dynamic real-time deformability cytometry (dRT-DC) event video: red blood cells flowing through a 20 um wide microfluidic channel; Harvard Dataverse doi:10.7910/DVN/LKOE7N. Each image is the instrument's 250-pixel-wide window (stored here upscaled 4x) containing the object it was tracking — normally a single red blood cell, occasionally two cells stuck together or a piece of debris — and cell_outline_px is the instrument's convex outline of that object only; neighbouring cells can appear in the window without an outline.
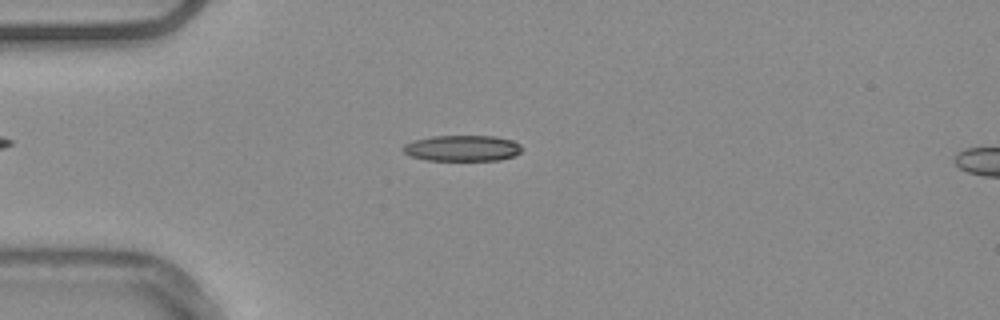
{"species": "common noctule bat (a hibernating species)", "species_latin": "Nyctalus noctula", "temperature_condition": "warm", "stored_images_in_passage": 54, "camera_frame_rate_fps": 3000, "um_per_image_px": 0.085, "animal": {"sex": "male", "body_mass_g": 20.4}, "frame": {"image": 1, "passage_image": 14, "time_ms": 4.333, "image_size_px": [1000, 320], "cell_outline_px": [[524, 148], [520, 152], [512, 156], [500, 160], [424, 160], [412, 156], [404, 152], [400, 148], [404, 144], [412, 140], [432, 136], [496, 136], [512, 140], [520, 144]], "centroid_in_image_um": [39.28, 12.59], "position_along_channel_um": 45.7, "area_um2": 18.09}}
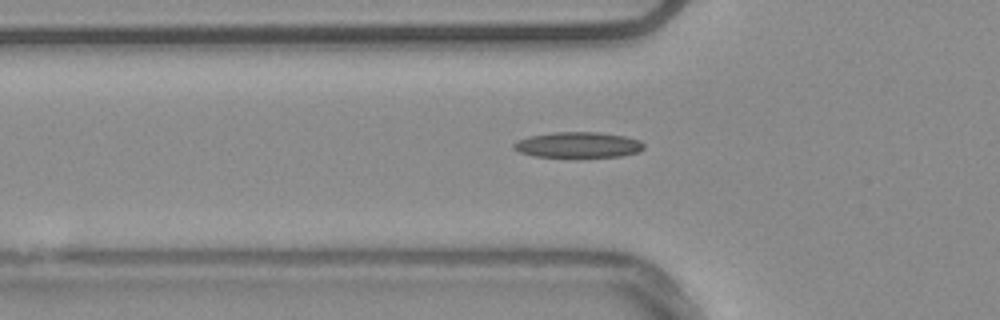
{"frame": {"image": 2, "passage_image": 18, "time_ms": 5.667, "image_size_px": [1000, 320], "cell_outline_px": [[644, 148], [640, 152], [620, 156], [536, 156], [520, 152], [512, 148], [512, 144], [516, 140], [532, 136], [552, 132], [600, 132], [624, 136], [640, 140], [644, 144]], "centroid_in_image_um": [49.15, 12.3], "position_along_channel_um": 76.6, "area_um2": 19.25}}
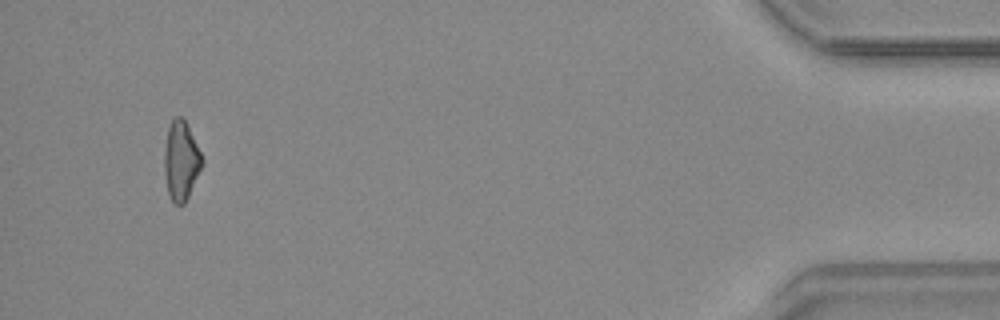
{"frame": {"image": 3, "passage_image": 51, "time_ms": 16.667, "image_size_px": [1000, 320], "cell_outline_px": [[204, 164], [184, 204], [176, 204], [172, 200], [168, 192], [164, 172], [164, 148], [168, 128], [172, 120], [176, 116], [180, 116], [184, 120], [204, 160]], "centroid_in_image_um": [15.38, 13.68], "position_along_channel_um": 419.8, "area_um2": 17.17}}